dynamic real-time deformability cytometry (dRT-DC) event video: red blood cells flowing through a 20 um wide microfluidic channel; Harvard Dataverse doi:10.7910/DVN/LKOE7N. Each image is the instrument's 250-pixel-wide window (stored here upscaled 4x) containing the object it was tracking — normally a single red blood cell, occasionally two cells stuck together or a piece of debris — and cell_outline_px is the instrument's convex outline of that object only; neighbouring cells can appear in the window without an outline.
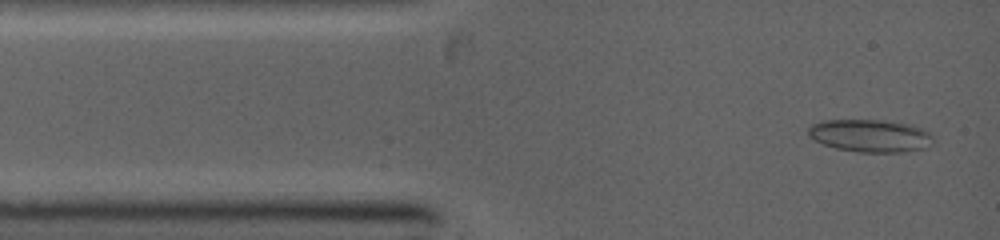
{"species": "common noctule bat (a hibernating species)", "species_latin": "Nyctalus noctula", "temperature_condition": "warm", "stored_images_in_passage": 25, "camera_frame_rate_fps": 5000, "um_per_image_px": 0.085, "animal": {"sex": "female", "body_mass_g": 19.0, "forearm_length_mm": 53.3}, "frame": {"image": 1, "passage_image": 1, "time_ms": 0.0, "image_size_px": [1000, 240], "cell_outline_px": [[932, 144], [928, 148], [900, 152], [860, 152], [836, 148], [812, 140], [808, 136], [808, 128], [812, 124], [824, 120], [880, 120], [908, 124], [924, 128], [932, 132]], "centroid_in_image_um": [73.99, 11.53], "position_along_channel_um": 11.0, "area_um2": 23.93}}
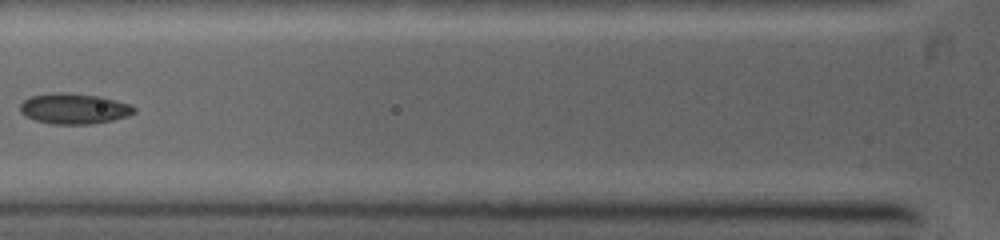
{"frame": {"image": 2, "passage_image": 16, "time_ms": 3.4, "image_size_px": [1000, 240], "cell_outline_px": [[136, 112], [128, 116], [112, 120], [92, 124], [52, 124], [36, 120], [24, 116], [20, 112], [20, 104], [24, 100], [32, 96], [56, 92], [64, 92], [100, 96], [132, 104], [136, 108]], "centroid_in_image_um": [6.32, 9.23], "position_along_channel_um": 119.5, "area_um2": 20.46}}
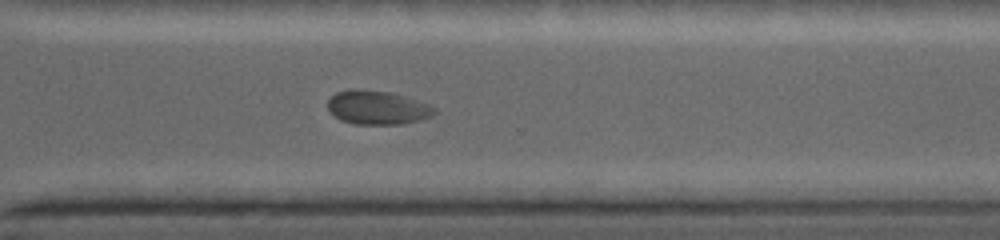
{"frame": {"image": 3, "passage_image": 25, "time_ms": 8.2, "image_size_px": [1000, 240], "cell_outline_px": [[436, 112], [432, 116], [420, 120], [400, 124], [356, 124], [340, 120], [328, 108], [328, 100], [336, 92], [352, 88], [388, 92], [432, 104], [436, 108]], "centroid_in_image_um": [32.1, 9.14], "position_along_channel_um": 338.5, "area_um2": 20.98}}